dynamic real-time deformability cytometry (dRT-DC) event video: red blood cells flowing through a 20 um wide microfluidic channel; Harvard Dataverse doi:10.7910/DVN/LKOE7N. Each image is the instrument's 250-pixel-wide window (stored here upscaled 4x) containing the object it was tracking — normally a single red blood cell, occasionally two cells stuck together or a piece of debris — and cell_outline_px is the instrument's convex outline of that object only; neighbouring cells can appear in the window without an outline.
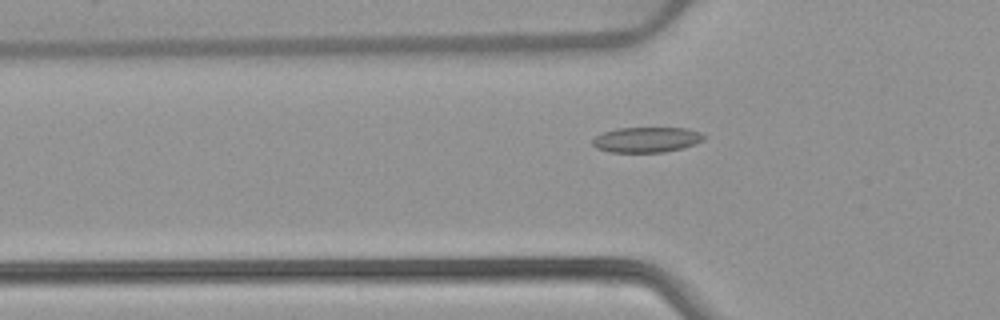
{"species": "common noctule bat (a hibernating species)", "species_latin": "Nyctalus noctula", "temperature_condition": "warm", "stored_images_in_passage": 53, "camera_frame_rate_fps": 3000, "um_per_image_px": 0.085, "animal": {"sex": "female", "body_mass_g": 22.7, "forearm_length_mm": 54.2}, "frame": {"image": 1, "passage_image": 18, "time_ms": 5.667, "image_size_px": [1000, 320], "cell_outline_px": [[704, 140], [696, 144], [684, 148], [664, 152], [608, 152], [596, 148], [592, 144], [592, 140], [596, 136], [604, 132], [616, 128], [688, 128], [700, 132], [704, 136]], "centroid_in_image_um": [54.97, 11.88], "position_along_channel_um": 70.8, "area_um2": 16.53}}
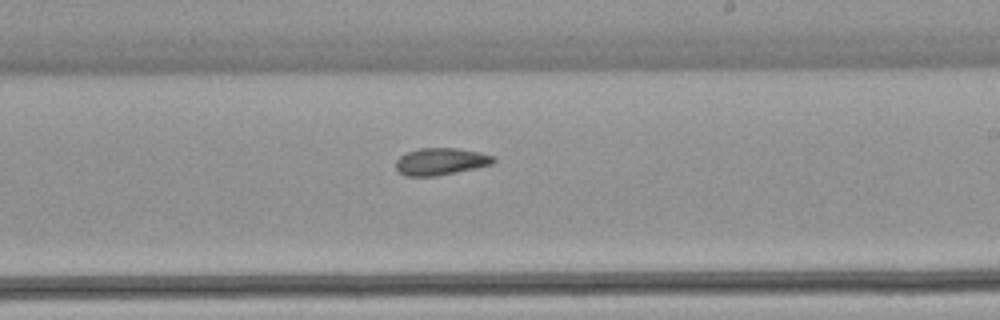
{"frame": {"image": 2, "passage_image": 32, "time_ms": 10.333, "image_size_px": [1000, 320], "cell_outline_px": [[496, 160], [492, 164], [476, 168], [436, 176], [404, 176], [396, 168], [396, 160], [400, 156], [408, 152], [420, 148], [456, 148], [480, 152], [492, 156]], "centroid_in_image_um": [37.46, 13.73], "position_along_channel_um": 251.5, "area_um2": 15.32}}
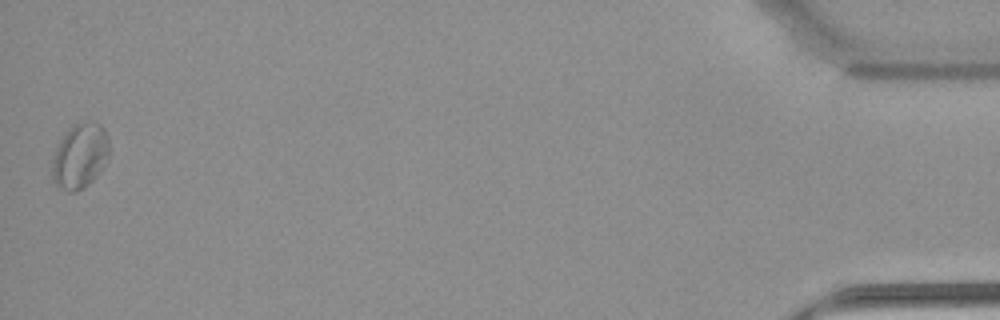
{"frame": {"image": 3, "passage_image": 53, "time_ms": 17.333, "image_size_px": [1000, 320], "cell_outline_px": [[108, 156], [104, 168], [84, 188], [76, 192], [68, 192], [60, 188], [52, 180], [52, 160], [56, 148], [64, 132], [72, 124], [96, 120], [104, 128], [108, 136]], "centroid_in_image_um": [6.79, 13.24], "position_along_channel_um": 428.4, "area_um2": 22.02}, "authors_computed_cell_mechanics": {"area_um2": 16.5308, "velocity_mm_per_s": 3.8655, "shape_relaxation_time_tau1_ms": null, "shape_relaxation_time_tau2_ms": 3.7005, "deformation_change_tau1": null, "deformation_change_tau2": 0.0793}}